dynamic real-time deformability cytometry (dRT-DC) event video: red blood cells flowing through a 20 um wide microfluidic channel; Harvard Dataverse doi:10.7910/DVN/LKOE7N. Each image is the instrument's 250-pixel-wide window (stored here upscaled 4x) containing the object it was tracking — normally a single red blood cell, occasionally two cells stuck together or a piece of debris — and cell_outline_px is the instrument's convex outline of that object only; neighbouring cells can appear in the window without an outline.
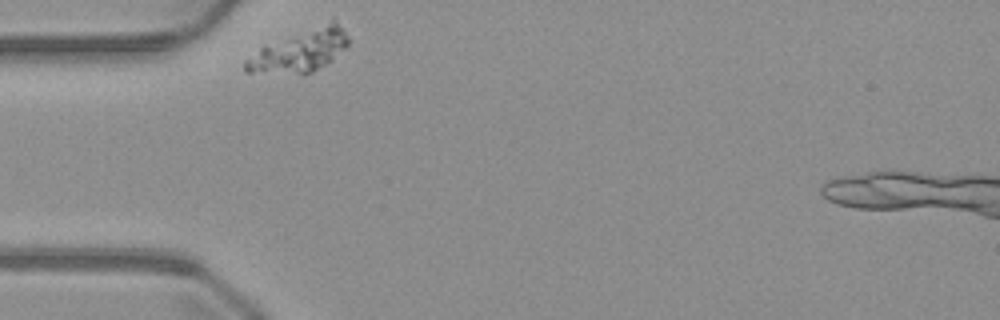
{"species": "common noctule bat (a hibernating species)", "species_latin": "Nyctalus noctula", "temperature_condition": "warm", "stored_images_in_passage": 31, "camera_frame_rate_fps": 3000, "um_per_image_px": 0.085, "animal": {"sex": "male", "body_mass_g": 23.1, "forearm_length_mm": 52.7}, "frame": {"image": 1, "passage_image": 1, "time_ms": 0.0, "image_size_px": [1000, 320], "cell_outline_px": [[348, 44], [344, 48], [324, 64], [312, 72], [304, 76], [244, 72], [244, 60], [264, 44], [332, 16], [336, 20], [348, 36]], "centroid_in_image_um": [25.44, 4.27], "position_along_channel_um": 59.6, "area_um2": 26.47}}
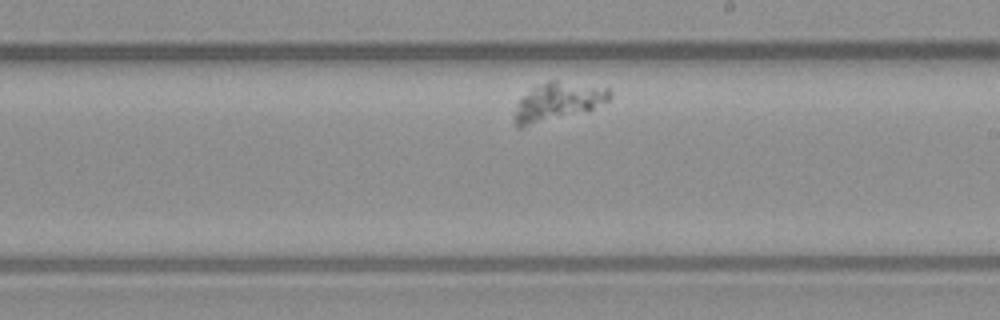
{"frame": {"image": 2, "passage_image": 18, "time_ms": 5.667, "image_size_px": [1000, 320], "cell_outline_px": [[612, 96], [608, 100], [588, 112], [520, 128], [516, 128], [516, 104], [532, 88], [548, 80], [556, 80], [608, 88], [612, 92]], "centroid_in_image_um": [47.46, 8.66], "position_along_channel_um": 241.5, "area_um2": 21.21}}
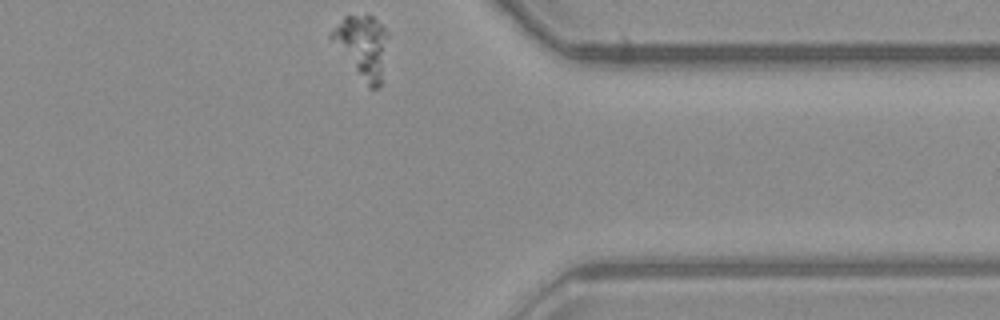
{"frame": {"image": 3, "passage_image": 31, "time_ms": 10.0, "image_size_px": [1000, 320], "cell_outline_px": [[388, 36], [380, 84], [376, 88], [368, 88], [328, 36], [344, 16], [372, 16], [388, 32]], "centroid_in_image_um": [30.8, 3.95], "position_along_channel_um": 380.6, "area_um2": 19.94}}